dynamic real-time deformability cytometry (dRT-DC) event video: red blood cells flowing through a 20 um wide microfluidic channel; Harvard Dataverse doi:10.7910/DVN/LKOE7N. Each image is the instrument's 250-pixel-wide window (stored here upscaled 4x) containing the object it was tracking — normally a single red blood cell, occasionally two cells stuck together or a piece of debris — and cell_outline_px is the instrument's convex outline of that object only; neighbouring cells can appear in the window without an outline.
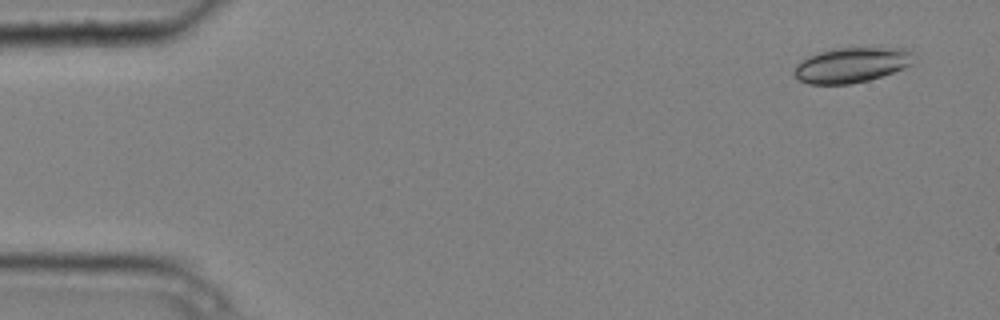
{"species": "common noctule bat (a hibernating species)", "species_latin": "Nyctalus noctula", "temperature_condition": "cold", "stored_images_in_passage": 7, "camera_frame_rate_fps": 3000, "um_per_image_px": 0.085, "animal": {"sex": "male", "body_mass_g": 20.4}, "frame": {"image": 1, "passage_image": 1, "time_ms": 0.0, "image_size_px": [1000, 320], "cell_outline_px": [[912, 64], [904, 68], [868, 80], [848, 84], [808, 84], [796, 80], [792, 76], [792, 72], [796, 64], [820, 52], [832, 48], [908, 48], [912, 52]], "centroid_in_image_um": [72.34, 5.53], "position_along_channel_um": 12.7, "area_um2": 24.39}}
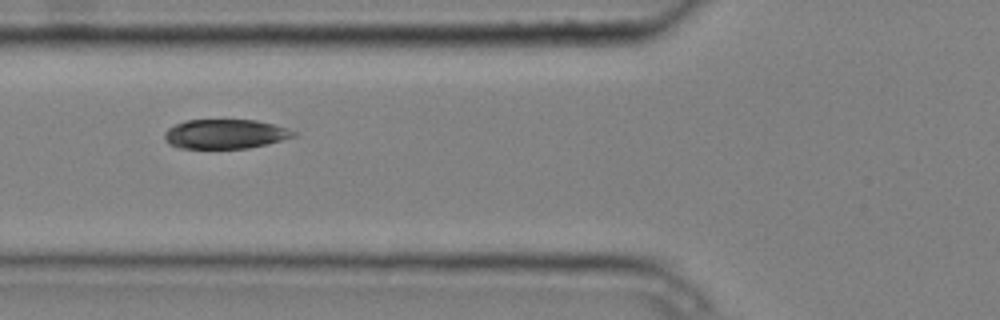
{"frame": {"image": 2, "passage_image": 6, "time_ms": 1.667, "image_size_px": [1000, 320], "cell_outline_px": [[296, 136], [268, 144], [248, 148], [176, 148], [168, 144], [164, 140], [164, 132], [168, 128], [184, 120], [256, 120], [288, 128], [296, 132]], "centroid_in_image_um": [19.11, 11.39], "position_along_channel_um": 106.7, "area_um2": 22.25}}
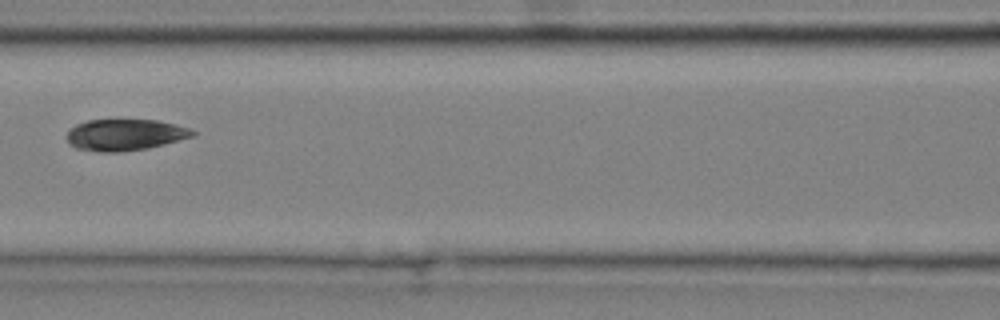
{"frame": {"image": 3, "passage_image": 7, "time_ms": 2.0, "image_size_px": [1000, 320], "cell_outline_px": [[196, 136], [148, 148], [120, 152], [100, 152], [76, 148], [68, 144], [68, 132], [76, 124], [88, 120], [156, 120], [176, 124], [192, 128], [196, 132]], "centroid_in_image_um": [10.67, 11.46], "position_along_channel_um": 155.9, "area_um2": 23.12}}